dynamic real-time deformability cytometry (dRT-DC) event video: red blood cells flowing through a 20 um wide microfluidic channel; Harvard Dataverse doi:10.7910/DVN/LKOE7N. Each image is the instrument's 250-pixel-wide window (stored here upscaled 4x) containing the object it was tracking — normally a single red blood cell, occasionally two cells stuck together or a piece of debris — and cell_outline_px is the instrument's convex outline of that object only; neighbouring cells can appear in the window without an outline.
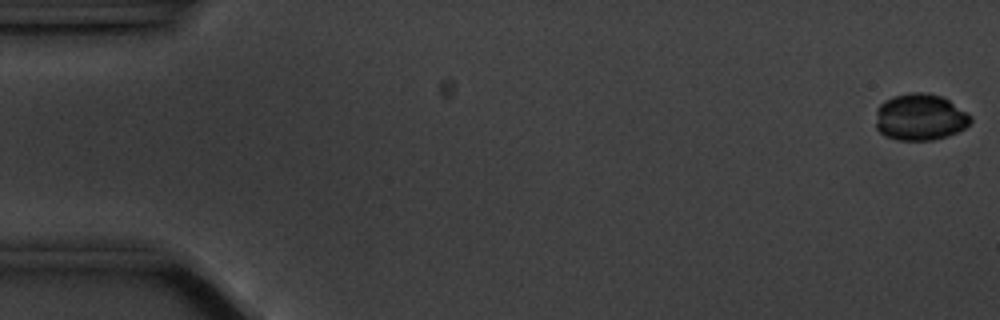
{"species": "common noctule bat (a hibernating species)", "species_latin": "Nyctalus noctula", "temperature_condition": "cold", "stored_images_in_passage": 57, "camera_frame_rate_fps": 3000, "um_per_image_px": 0.085, "animal": {"sex": "male", "body_mass_g": 20.1, "forearm_length_mm": 53.5}, "frame": {"image": 1, "passage_image": 1, "time_ms": 0.0, "image_size_px": [1000, 320], "cell_outline_px": [[972, 120], [964, 128], [948, 136], [932, 140], [896, 140], [884, 136], [876, 128], [876, 108], [884, 100], [896, 96], [912, 92], [924, 92], [940, 96], [948, 100], [972, 116]], "centroid_in_image_um": [78.18, 9.97], "position_along_channel_um": 6.8, "area_um2": 25.78}}
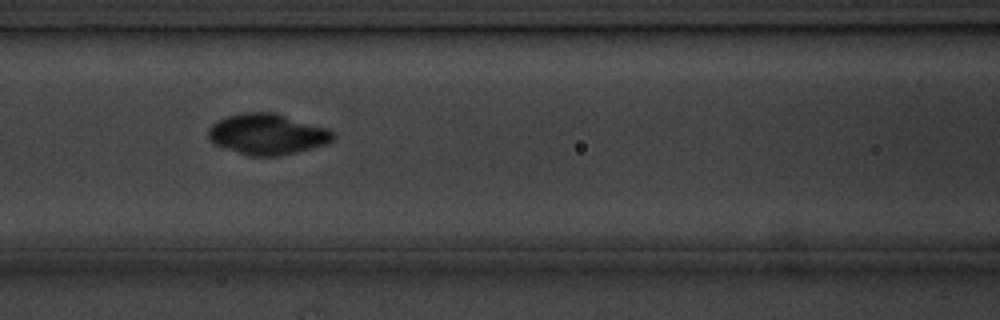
{"frame": {"image": 2, "passage_image": 24, "time_ms": 7.667, "image_size_px": [1000, 320], "cell_outline_px": [[336, 136], [328, 144], [280, 156], [248, 156], [216, 144], [208, 136], [208, 128], [212, 124], [224, 116], [244, 112], [276, 112], [328, 128], [336, 132]], "centroid_in_image_um": [22.77, 11.39], "position_along_channel_um": 143.8, "area_um2": 29.94}}
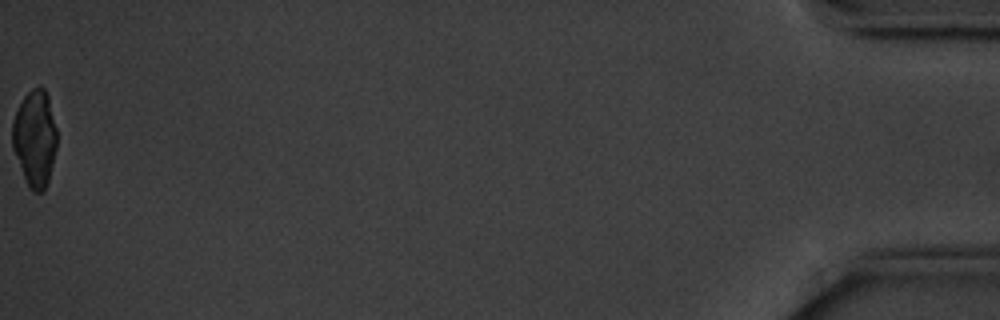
{"frame": {"image": 3, "passage_image": 57, "time_ms": 18.667, "image_size_px": [1000, 320], "cell_outline_px": [[56, 148], [48, 180], [44, 192], [32, 192], [28, 188], [12, 148], [12, 120], [24, 96], [32, 88], [40, 84], [44, 88], [48, 96], [56, 128]], "centroid_in_image_um": [2.95, 11.76], "position_along_channel_um": 432.3, "area_um2": 25.14}, "authors_computed_cell_mechanics": {"area_um2": 27.455, "velocity_mm_per_s": 3.5321, "shape_relaxation_time_tau1_ms": 3.517, "shape_relaxation_time_tau2_ms": 3.9723, "deformation_change_tau1": 0.0603, "deformation_change_tau2": 0.0305}}